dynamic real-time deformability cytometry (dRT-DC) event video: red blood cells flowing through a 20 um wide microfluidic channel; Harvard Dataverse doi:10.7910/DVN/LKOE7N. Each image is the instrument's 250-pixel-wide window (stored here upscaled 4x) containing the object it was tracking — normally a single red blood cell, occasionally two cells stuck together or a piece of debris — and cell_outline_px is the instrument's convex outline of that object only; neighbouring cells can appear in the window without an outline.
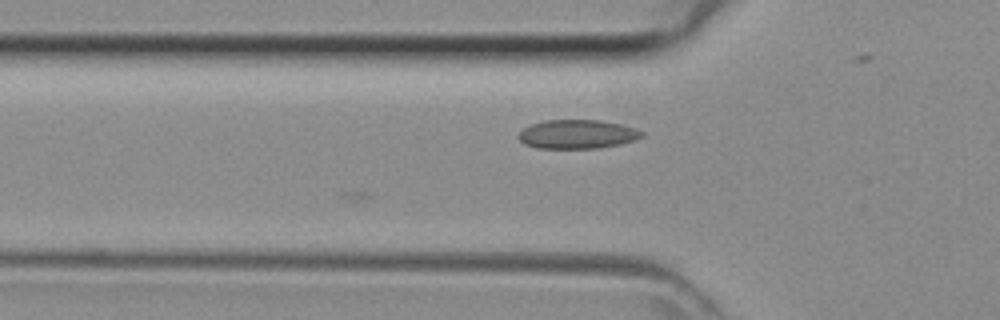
{"species": "common noctule bat (a hibernating species)", "species_latin": "Nyctalus noctula", "temperature_condition": "room temperature", "stored_images_in_passage": 7, "camera_frame_rate_fps": 3000, "um_per_image_px": 0.085, "animal": {"sex": "female", "body_mass_g": 29.2, "forearm_length_mm": 56.3}, "frame": {"image": 1, "passage_image": 7, "time_ms": 2.0, "image_size_px": [1000, 320], "cell_outline_px": [[644, 136], [636, 140], [620, 144], [596, 148], [536, 148], [524, 144], [516, 136], [524, 128], [532, 124], [544, 120], [600, 120], [620, 124], [636, 128], [644, 132]], "centroid_in_image_um": [49.08, 11.41], "position_along_channel_um": 76.7, "area_um2": 20.87}}